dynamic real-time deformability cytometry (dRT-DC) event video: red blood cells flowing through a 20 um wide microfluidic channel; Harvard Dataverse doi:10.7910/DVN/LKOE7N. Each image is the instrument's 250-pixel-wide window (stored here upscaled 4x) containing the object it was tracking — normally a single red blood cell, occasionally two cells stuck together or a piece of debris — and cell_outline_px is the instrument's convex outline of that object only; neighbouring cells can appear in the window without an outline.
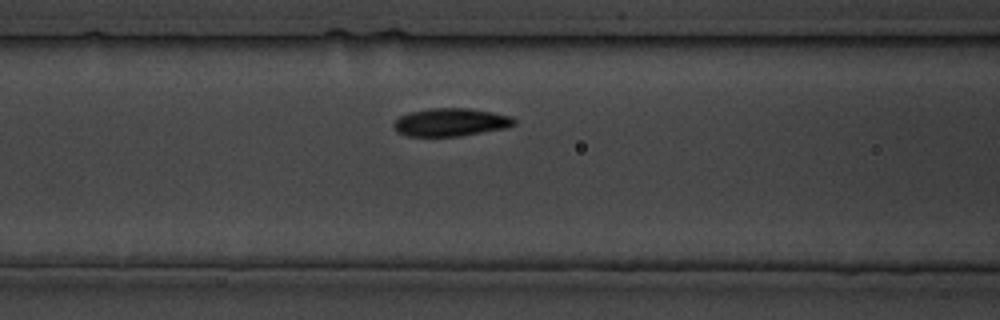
{"species": "common noctule bat (a hibernating species)", "species_latin": "Nyctalus noctula", "temperature_condition": "cold", "stored_images_in_passage": 26, "camera_frame_rate_fps": 3000, "um_per_image_px": 0.085, "animal": {"sex": "male", "body_mass_g": 19.5, "forearm_length_mm": 54.6}, "frame": {"image": 1, "passage_image": 8, "time_ms": 8.0, "image_size_px": [1000, 320], "cell_outline_px": [[516, 124], [508, 128], [460, 136], [408, 136], [396, 132], [392, 124], [400, 116], [412, 112], [432, 108], [464, 108], [492, 112], [512, 116], [516, 120]], "centroid_in_image_um": [38.34, 10.4], "position_along_channel_um": 128.3, "area_um2": 19.65}}
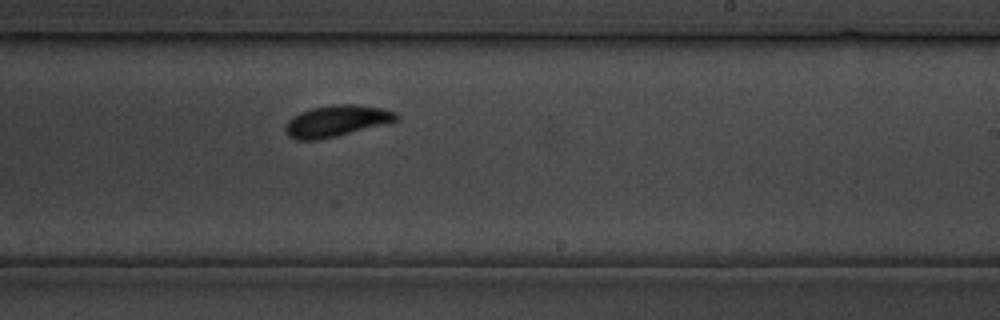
{"frame": {"image": 2, "passage_image": 15, "time_ms": 17.0, "image_size_px": [1000, 320], "cell_outline_px": [[396, 120], [388, 124], [336, 136], [316, 140], [296, 140], [288, 136], [284, 128], [288, 120], [292, 116], [300, 112], [312, 108], [336, 104], [352, 104], [380, 108], [396, 112]], "centroid_in_image_um": [28.57, 10.29], "position_along_channel_um": 260.4, "area_um2": 20.17}}